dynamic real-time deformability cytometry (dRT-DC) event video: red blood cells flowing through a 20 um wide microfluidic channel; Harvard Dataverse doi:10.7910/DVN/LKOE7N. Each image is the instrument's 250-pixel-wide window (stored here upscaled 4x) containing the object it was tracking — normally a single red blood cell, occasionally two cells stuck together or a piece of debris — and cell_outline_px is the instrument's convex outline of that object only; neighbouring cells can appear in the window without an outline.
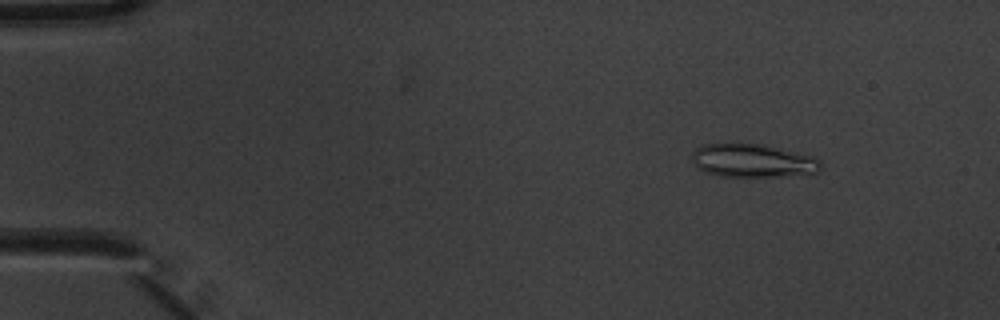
{"species": "common noctule bat (a hibernating species)", "species_latin": "Nyctalus noctula", "temperature_condition": "warm", "stored_images_in_passage": 5, "camera_frame_rate_fps": 3000, "um_per_image_px": 0.085, "animal": {"sex": "male", "body_mass_g": 20.1, "forearm_length_mm": 53.5}, "frame": {"image": 1, "passage_image": 2, "time_ms": 0.333, "image_size_px": [1000, 320], "cell_outline_px": [[820, 168], [816, 172], [780, 176], [720, 176], [704, 172], [692, 160], [692, 152], [696, 148], [704, 144], [764, 144], [812, 156], [820, 160]], "centroid_in_image_um": [63.96, 13.65], "position_along_channel_um": 21.0, "area_um2": 24.62}}
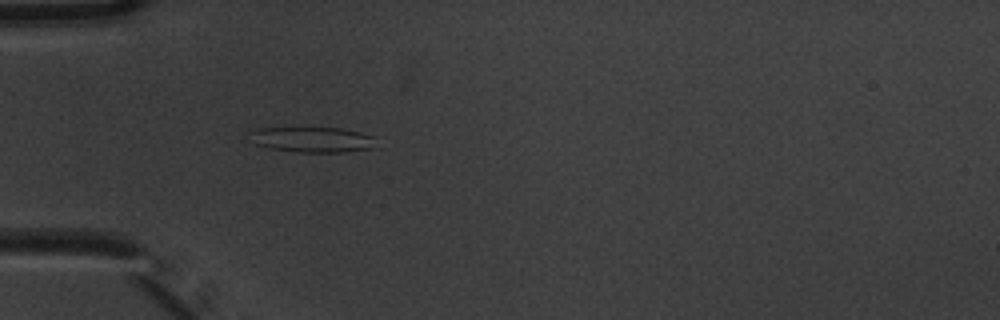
{"frame": {"image": 2, "passage_image": 5, "time_ms": 1.333, "image_size_px": [1000, 320], "cell_outline_px": [[376, 148], [344, 152], [296, 152], [268, 148], [256, 144], [248, 132], [256, 128], [344, 128], [360, 132], [372, 136]], "centroid_in_image_um": [26.56, 11.87], "position_along_channel_um": 58.4, "area_um2": 18.73}}